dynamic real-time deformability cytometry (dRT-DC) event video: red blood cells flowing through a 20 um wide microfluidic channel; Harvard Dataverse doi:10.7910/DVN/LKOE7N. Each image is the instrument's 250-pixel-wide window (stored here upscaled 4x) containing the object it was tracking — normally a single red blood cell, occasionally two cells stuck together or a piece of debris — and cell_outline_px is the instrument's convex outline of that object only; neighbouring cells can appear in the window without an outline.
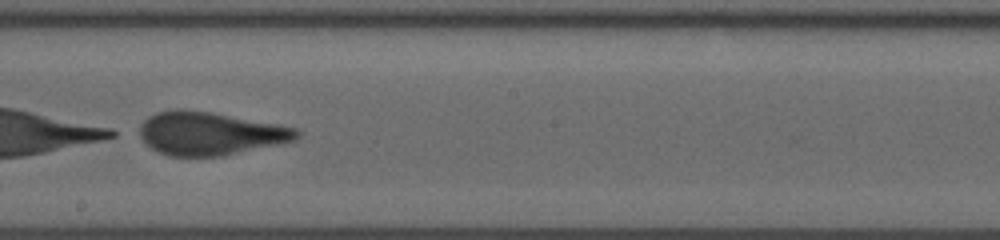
{"species": "human", "species_latin": "Homo sapiens", "temperature_condition": "room temperature", "stored_images_in_passage": 40, "camera_frame_rate_fps": 3000, "um_per_image_px": 0.085, "donor": {"sex": "male"}, "frame": {"image": 1, "passage_image": 23, "time_ms": 7.333, "image_size_px": [1000, 240], "cell_outline_px": [[300, 136], [296, 140], [220, 156], [168, 156], [156, 152], [140, 136], [140, 124], [148, 116], [156, 112], [176, 108], [184, 108], [212, 112], [276, 124], [296, 128], [300, 132]], "centroid_in_image_um": [17.81, 11.33], "position_along_channel_um": 230.4, "area_um2": 39.42}, "authors_computed_cell_mechanics": {"area_um2": 43.3211, "velocity_mm_per_s": 3.8015, "shape_relaxation_time_tau1_ms": 3.21, "shape_relaxation_time_tau2_ms": 0.1469, "deformation_change_tau1": 0.3295, "deformation_change_tau2": 0.1024}}